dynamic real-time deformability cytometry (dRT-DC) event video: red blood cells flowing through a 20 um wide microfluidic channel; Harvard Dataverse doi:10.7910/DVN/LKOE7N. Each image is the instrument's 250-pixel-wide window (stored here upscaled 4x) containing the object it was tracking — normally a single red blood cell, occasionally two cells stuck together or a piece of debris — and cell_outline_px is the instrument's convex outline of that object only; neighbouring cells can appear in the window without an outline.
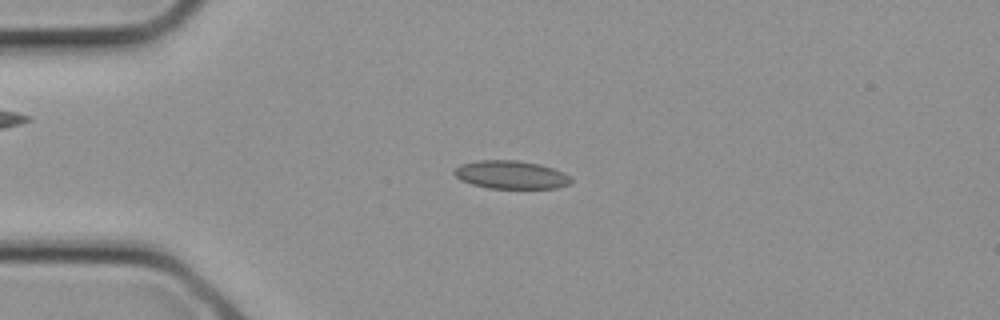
{"species": "common noctule bat (a hibernating species)", "species_latin": "Nyctalus noctula", "temperature_condition": "cold", "stored_images_in_passage": 2, "camera_frame_rate_fps": 3000, "um_per_image_px": 0.085, "animal": {"sex": "female", "body_mass_g": 21.9}, "frame": {"image": 1, "passage_image": 2, "time_ms": 0.333, "image_size_px": [1000, 320], "cell_outline_px": [[572, 184], [556, 188], [488, 188], [472, 184], [460, 180], [452, 172], [460, 164], [476, 160], [516, 160], [540, 164], [564, 172], [572, 180]], "centroid_in_image_um": [43.43, 14.85], "position_along_channel_um": 41.6, "area_um2": 19.25}}